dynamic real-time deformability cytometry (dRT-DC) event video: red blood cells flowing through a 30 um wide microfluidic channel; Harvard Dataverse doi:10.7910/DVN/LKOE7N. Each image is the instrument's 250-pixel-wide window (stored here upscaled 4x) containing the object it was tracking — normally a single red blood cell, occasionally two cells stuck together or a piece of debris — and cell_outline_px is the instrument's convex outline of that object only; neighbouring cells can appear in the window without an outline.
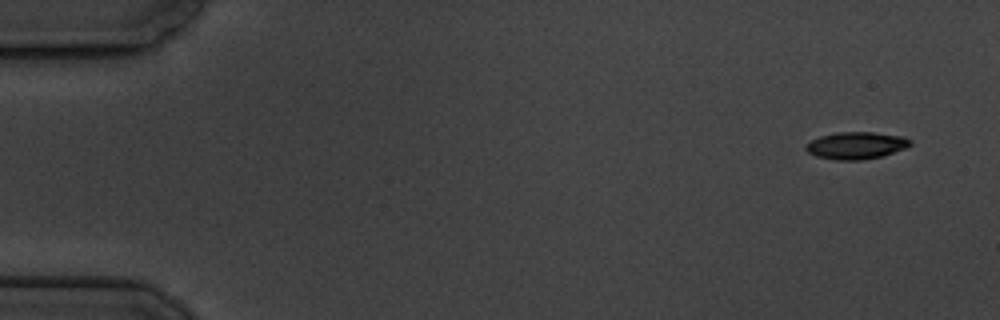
{"species": "common noctule bat (a hibernating species)", "species_latin": "Nyctalus noctula", "temperature_condition": "cold", "stored_images_in_passage": 4, "camera_frame_rate_fps": 3000, "um_per_image_px": 0.085, "animal": {"sex": "male", "body_mass_g": 19.5, "forearm_length_mm": 54.6}, "frame": {"image": 1, "passage_image": 1, "time_ms": 0.0, "image_size_px": [1000, 320], "cell_outline_px": [[912, 144], [904, 148], [880, 156], [864, 160], [836, 160], [816, 156], [808, 152], [804, 148], [812, 140], [820, 136], [836, 132], [872, 132], [904, 136], [912, 140]], "centroid_in_image_um": [72.78, 12.36], "position_along_channel_um": 12.2, "area_um2": 16.42}}
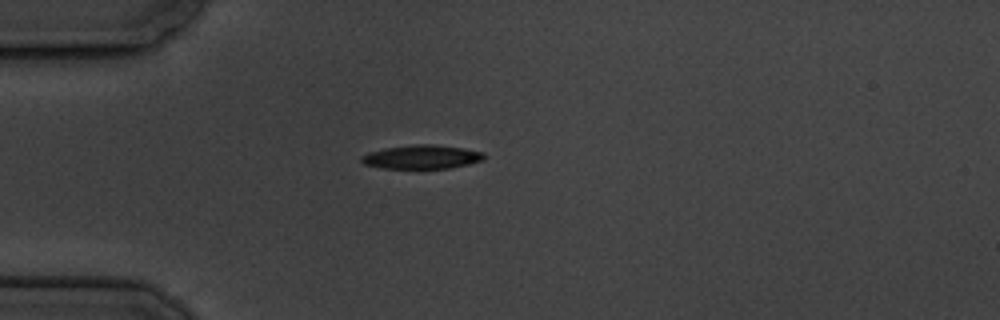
{"frame": {"image": 2, "passage_image": 4, "time_ms": 4.333, "image_size_px": [1000, 320], "cell_outline_px": [[484, 160], [468, 164], [448, 168], [380, 168], [364, 164], [360, 160], [360, 156], [368, 152], [384, 148], [416, 144], [432, 144], [464, 148], [484, 152]], "centroid_in_image_um": [35.83, 13.33], "position_along_channel_um": 49.2, "area_um2": 17.05}}